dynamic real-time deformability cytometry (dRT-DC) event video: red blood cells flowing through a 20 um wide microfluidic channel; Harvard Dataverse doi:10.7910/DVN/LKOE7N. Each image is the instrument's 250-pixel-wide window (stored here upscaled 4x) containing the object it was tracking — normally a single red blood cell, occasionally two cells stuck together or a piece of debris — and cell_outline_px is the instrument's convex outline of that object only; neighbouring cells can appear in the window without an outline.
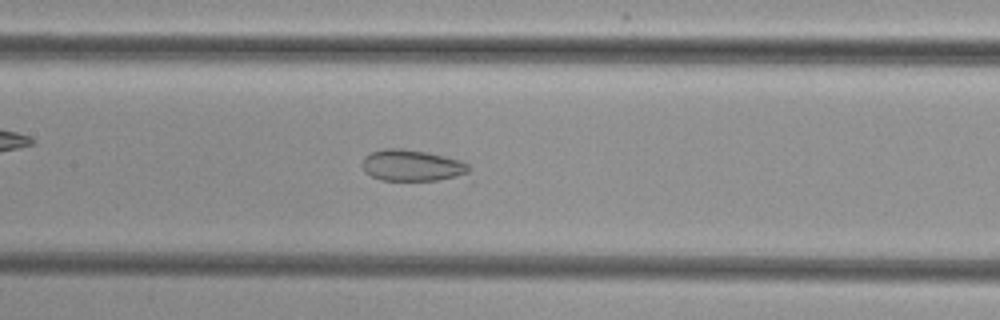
{"species": "common noctule bat (a hibernating species)", "species_latin": "Nyctalus noctula", "temperature_condition": "cold", "stored_images_in_passage": 52, "camera_frame_rate_fps": 3000, "um_per_image_px": 0.085, "animal": {"sex": "female", "body_mass_g": 29.2, "forearm_length_mm": 56.3}, "frame": {"image": 1, "passage_image": 25, "time_ms": 8.0, "image_size_px": [1000, 320], "cell_outline_px": [[472, 168], [468, 172], [436, 180], [380, 180], [364, 172], [364, 156], [372, 152], [384, 148], [400, 148], [428, 152], [460, 160], [468, 164]], "centroid_in_image_um": [34.99, 14.05], "position_along_channel_um": 172.4, "area_um2": 19.19}}
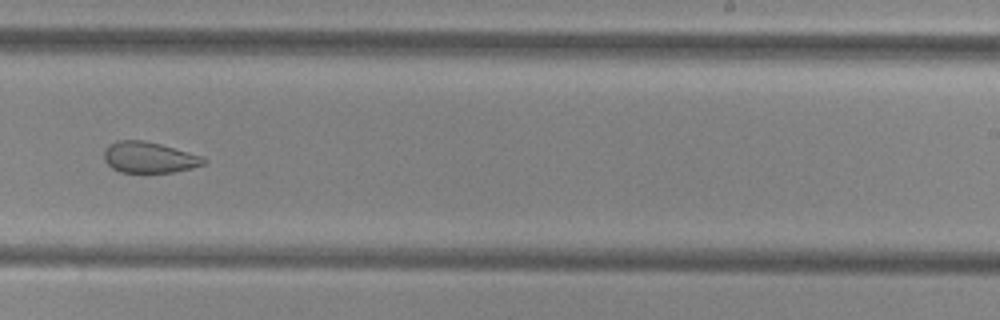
{"frame": {"image": 2, "passage_image": 33, "time_ms": 10.667, "image_size_px": [1000, 320], "cell_outline_px": [[208, 160], [204, 164], [192, 168], [176, 172], [120, 172], [112, 168], [104, 160], [104, 148], [120, 140], [144, 140], [160, 144], [204, 156]], "centroid_in_image_um": [12.71, 13.38], "position_along_channel_um": 276.3, "area_um2": 18.03}}
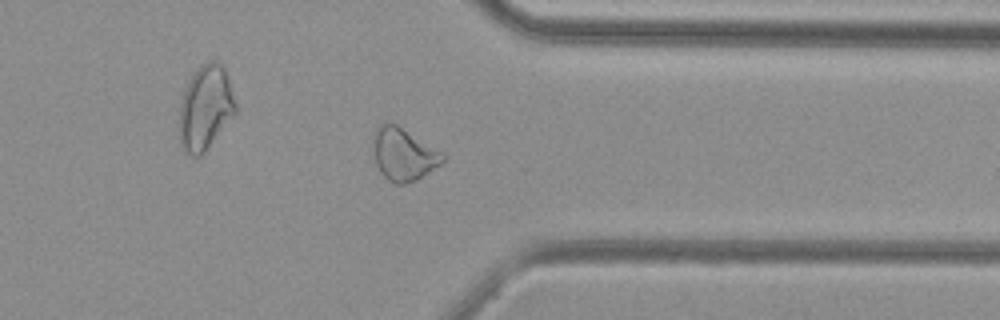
{"frame": {"image": 3, "passage_image": 41, "time_ms": 13.333, "image_size_px": [1000, 320], "cell_outline_px": [[448, 156], [440, 164], [416, 180], [404, 184], [396, 184], [388, 180], [380, 172], [376, 164], [372, 148], [372, 140], [376, 128], [384, 120], [392, 120], [444, 152]], "centroid_in_image_um": [34.29, 13.05], "position_along_channel_um": 377.1, "area_um2": 22.02}}